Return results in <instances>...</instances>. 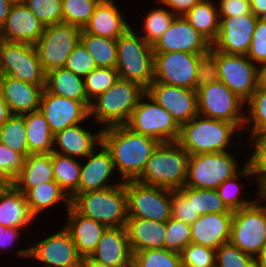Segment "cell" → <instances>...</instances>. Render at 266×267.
<instances>
[{"label":"cell","mask_w":266,"mask_h":267,"mask_svg":"<svg viewBox=\"0 0 266 267\" xmlns=\"http://www.w3.org/2000/svg\"><path fill=\"white\" fill-rule=\"evenodd\" d=\"M101 143L110 152L115 170L122 182L136 181L145 169L147 160L160 143L136 133L126 125L102 129Z\"/></svg>","instance_id":"1"},{"label":"cell","mask_w":266,"mask_h":267,"mask_svg":"<svg viewBox=\"0 0 266 267\" xmlns=\"http://www.w3.org/2000/svg\"><path fill=\"white\" fill-rule=\"evenodd\" d=\"M241 135V130L234 123L198 114L180 127V137L177 142L190 155L226 152L229 148H239V146L241 148L246 145L242 140L238 141V144L233 143V138L238 139L242 137Z\"/></svg>","instance_id":"2"},{"label":"cell","mask_w":266,"mask_h":267,"mask_svg":"<svg viewBox=\"0 0 266 267\" xmlns=\"http://www.w3.org/2000/svg\"><path fill=\"white\" fill-rule=\"evenodd\" d=\"M189 156L178 142L159 143L136 181L149 186L179 190L187 180Z\"/></svg>","instance_id":"3"},{"label":"cell","mask_w":266,"mask_h":267,"mask_svg":"<svg viewBox=\"0 0 266 267\" xmlns=\"http://www.w3.org/2000/svg\"><path fill=\"white\" fill-rule=\"evenodd\" d=\"M71 206L82 216L108 227H125L128 220L125 182L103 190L70 196Z\"/></svg>","instance_id":"4"},{"label":"cell","mask_w":266,"mask_h":267,"mask_svg":"<svg viewBox=\"0 0 266 267\" xmlns=\"http://www.w3.org/2000/svg\"><path fill=\"white\" fill-rule=\"evenodd\" d=\"M145 93L146 89L140 84L118 78L110 89L91 101L89 117L103 125L102 129L126 125Z\"/></svg>","instance_id":"5"},{"label":"cell","mask_w":266,"mask_h":267,"mask_svg":"<svg viewBox=\"0 0 266 267\" xmlns=\"http://www.w3.org/2000/svg\"><path fill=\"white\" fill-rule=\"evenodd\" d=\"M130 27L117 38L116 70L119 78L140 84L147 89L154 81V50L141 35Z\"/></svg>","instance_id":"6"},{"label":"cell","mask_w":266,"mask_h":267,"mask_svg":"<svg viewBox=\"0 0 266 267\" xmlns=\"http://www.w3.org/2000/svg\"><path fill=\"white\" fill-rule=\"evenodd\" d=\"M235 155L233 151L190 155L185 186L217 189L242 170Z\"/></svg>","instance_id":"7"},{"label":"cell","mask_w":266,"mask_h":267,"mask_svg":"<svg viewBox=\"0 0 266 267\" xmlns=\"http://www.w3.org/2000/svg\"><path fill=\"white\" fill-rule=\"evenodd\" d=\"M126 126L160 143L177 142L180 137V126L171 114L147 93L140 98Z\"/></svg>","instance_id":"8"},{"label":"cell","mask_w":266,"mask_h":267,"mask_svg":"<svg viewBox=\"0 0 266 267\" xmlns=\"http://www.w3.org/2000/svg\"><path fill=\"white\" fill-rule=\"evenodd\" d=\"M197 102L199 115L231 122L240 130L244 129L246 103L222 81L198 88Z\"/></svg>","instance_id":"9"},{"label":"cell","mask_w":266,"mask_h":267,"mask_svg":"<svg viewBox=\"0 0 266 267\" xmlns=\"http://www.w3.org/2000/svg\"><path fill=\"white\" fill-rule=\"evenodd\" d=\"M57 231V232H56ZM53 235L42 240L30 242V247L16 250L20 258H32L44 267H76L81 264L82 256L74 244L71 234L63 226Z\"/></svg>","instance_id":"10"},{"label":"cell","mask_w":266,"mask_h":267,"mask_svg":"<svg viewBox=\"0 0 266 267\" xmlns=\"http://www.w3.org/2000/svg\"><path fill=\"white\" fill-rule=\"evenodd\" d=\"M81 32V28L64 22L45 26L35 44L45 73L64 67L67 58L80 42Z\"/></svg>","instance_id":"11"},{"label":"cell","mask_w":266,"mask_h":267,"mask_svg":"<svg viewBox=\"0 0 266 267\" xmlns=\"http://www.w3.org/2000/svg\"><path fill=\"white\" fill-rule=\"evenodd\" d=\"M263 204V205H262ZM266 241V206L259 199L233 212L230 242L256 257Z\"/></svg>","instance_id":"12"},{"label":"cell","mask_w":266,"mask_h":267,"mask_svg":"<svg viewBox=\"0 0 266 267\" xmlns=\"http://www.w3.org/2000/svg\"><path fill=\"white\" fill-rule=\"evenodd\" d=\"M0 71L4 76L33 85L46 83V73L33 44L0 40Z\"/></svg>","instance_id":"13"},{"label":"cell","mask_w":266,"mask_h":267,"mask_svg":"<svg viewBox=\"0 0 266 267\" xmlns=\"http://www.w3.org/2000/svg\"><path fill=\"white\" fill-rule=\"evenodd\" d=\"M125 187L128 217L159 222H166L172 217V190L141 184L138 181H126Z\"/></svg>","instance_id":"14"},{"label":"cell","mask_w":266,"mask_h":267,"mask_svg":"<svg viewBox=\"0 0 266 267\" xmlns=\"http://www.w3.org/2000/svg\"><path fill=\"white\" fill-rule=\"evenodd\" d=\"M219 80L245 103L260 83V67L246 55L218 51Z\"/></svg>","instance_id":"15"},{"label":"cell","mask_w":266,"mask_h":267,"mask_svg":"<svg viewBox=\"0 0 266 267\" xmlns=\"http://www.w3.org/2000/svg\"><path fill=\"white\" fill-rule=\"evenodd\" d=\"M198 54L165 52L154 54V81L196 90Z\"/></svg>","instance_id":"16"},{"label":"cell","mask_w":266,"mask_h":267,"mask_svg":"<svg viewBox=\"0 0 266 267\" xmlns=\"http://www.w3.org/2000/svg\"><path fill=\"white\" fill-rule=\"evenodd\" d=\"M146 93L167 110L180 127L198 115L197 90L153 81Z\"/></svg>","instance_id":"17"},{"label":"cell","mask_w":266,"mask_h":267,"mask_svg":"<svg viewBox=\"0 0 266 267\" xmlns=\"http://www.w3.org/2000/svg\"><path fill=\"white\" fill-rule=\"evenodd\" d=\"M91 102H80L50 94L43 90L39 111L45 116L51 132L55 135L66 127L85 122L89 119Z\"/></svg>","instance_id":"18"},{"label":"cell","mask_w":266,"mask_h":267,"mask_svg":"<svg viewBox=\"0 0 266 267\" xmlns=\"http://www.w3.org/2000/svg\"><path fill=\"white\" fill-rule=\"evenodd\" d=\"M212 44L184 16H176L169 28L153 45L155 53L187 52L201 55Z\"/></svg>","instance_id":"19"},{"label":"cell","mask_w":266,"mask_h":267,"mask_svg":"<svg viewBox=\"0 0 266 267\" xmlns=\"http://www.w3.org/2000/svg\"><path fill=\"white\" fill-rule=\"evenodd\" d=\"M258 18L253 14L220 17V28L212 47L228 54L246 55Z\"/></svg>","instance_id":"20"},{"label":"cell","mask_w":266,"mask_h":267,"mask_svg":"<svg viewBox=\"0 0 266 267\" xmlns=\"http://www.w3.org/2000/svg\"><path fill=\"white\" fill-rule=\"evenodd\" d=\"M86 159L85 163L81 160L80 182L73 194L103 190L122 183L121 180L111 183L110 179L116 170L110 152L102 143L87 155Z\"/></svg>","instance_id":"21"},{"label":"cell","mask_w":266,"mask_h":267,"mask_svg":"<svg viewBox=\"0 0 266 267\" xmlns=\"http://www.w3.org/2000/svg\"><path fill=\"white\" fill-rule=\"evenodd\" d=\"M45 25L30 11L22 0L15 1L4 26L0 39L7 42L35 45L44 32Z\"/></svg>","instance_id":"22"},{"label":"cell","mask_w":266,"mask_h":267,"mask_svg":"<svg viewBox=\"0 0 266 267\" xmlns=\"http://www.w3.org/2000/svg\"><path fill=\"white\" fill-rule=\"evenodd\" d=\"M90 256L108 267H131L133 252L126 228H106Z\"/></svg>","instance_id":"23"},{"label":"cell","mask_w":266,"mask_h":267,"mask_svg":"<svg viewBox=\"0 0 266 267\" xmlns=\"http://www.w3.org/2000/svg\"><path fill=\"white\" fill-rule=\"evenodd\" d=\"M233 212L210 213L199 216L191 227V243L218 249L230 242Z\"/></svg>","instance_id":"24"},{"label":"cell","mask_w":266,"mask_h":267,"mask_svg":"<svg viewBox=\"0 0 266 267\" xmlns=\"http://www.w3.org/2000/svg\"><path fill=\"white\" fill-rule=\"evenodd\" d=\"M101 133L102 129L92 133L82 122L68 126L54 135L53 152L82 160L99 146Z\"/></svg>","instance_id":"25"},{"label":"cell","mask_w":266,"mask_h":267,"mask_svg":"<svg viewBox=\"0 0 266 267\" xmlns=\"http://www.w3.org/2000/svg\"><path fill=\"white\" fill-rule=\"evenodd\" d=\"M0 88L12 115H23L40 109L45 85H33L2 75Z\"/></svg>","instance_id":"26"},{"label":"cell","mask_w":266,"mask_h":267,"mask_svg":"<svg viewBox=\"0 0 266 267\" xmlns=\"http://www.w3.org/2000/svg\"><path fill=\"white\" fill-rule=\"evenodd\" d=\"M126 19L115 0H101L83 31L88 34L117 39L131 27L130 22Z\"/></svg>","instance_id":"27"},{"label":"cell","mask_w":266,"mask_h":267,"mask_svg":"<svg viewBox=\"0 0 266 267\" xmlns=\"http://www.w3.org/2000/svg\"><path fill=\"white\" fill-rule=\"evenodd\" d=\"M64 227L69 231L79 254L90 256L96 249L106 226L80 215L72 206L66 211Z\"/></svg>","instance_id":"28"},{"label":"cell","mask_w":266,"mask_h":267,"mask_svg":"<svg viewBox=\"0 0 266 267\" xmlns=\"http://www.w3.org/2000/svg\"><path fill=\"white\" fill-rule=\"evenodd\" d=\"M25 194L12 183H7L0 189V224L5 227H30L35 222ZM27 226V227H26Z\"/></svg>","instance_id":"29"},{"label":"cell","mask_w":266,"mask_h":267,"mask_svg":"<svg viewBox=\"0 0 266 267\" xmlns=\"http://www.w3.org/2000/svg\"><path fill=\"white\" fill-rule=\"evenodd\" d=\"M126 231L132 252L164 248L166 222L128 217Z\"/></svg>","instance_id":"30"},{"label":"cell","mask_w":266,"mask_h":267,"mask_svg":"<svg viewBox=\"0 0 266 267\" xmlns=\"http://www.w3.org/2000/svg\"><path fill=\"white\" fill-rule=\"evenodd\" d=\"M54 181L52 153L29 154L12 184L22 193L44 182Z\"/></svg>","instance_id":"31"},{"label":"cell","mask_w":266,"mask_h":267,"mask_svg":"<svg viewBox=\"0 0 266 267\" xmlns=\"http://www.w3.org/2000/svg\"><path fill=\"white\" fill-rule=\"evenodd\" d=\"M45 89L53 95L80 102H91L87 98L84 78L64 67L46 73Z\"/></svg>","instance_id":"32"},{"label":"cell","mask_w":266,"mask_h":267,"mask_svg":"<svg viewBox=\"0 0 266 267\" xmlns=\"http://www.w3.org/2000/svg\"><path fill=\"white\" fill-rule=\"evenodd\" d=\"M31 213L37 219L42 211L49 210L59 203L65 205L67 211L71 206V199L68 194L55 182L47 181L34 188L28 189L25 193Z\"/></svg>","instance_id":"33"},{"label":"cell","mask_w":266,"mask_h":267,"mask_svg":"<svg viewBox=\"0 0 266 267\" xmlns=\"http://www.w3.org/2000/svg\"><path fill=\"white\" fill-rule=\"evenodd\" d=\"M29 154L52 153L54 134L45 116L38 110L23 114Z\"/></svg>","instance_id":"34"},{"label":"cell","mask_w":266,"mask_h":267,"mask_svg":"<svg viewBox=\"0 0 266 267\" xmlns=\"http://www.w3.org/2000/svg\"><path fill=\"white\" fill-rule=\"evenodd\" d=\"M213 0H202L184 17L211 44L216 40L220 28L218 6Z\"/></svg>","instance_id":"35"},{"label":"cell","mask_w":266,"mask_h":267,"mask_svg":"<svg viewBox=\"0 0 266 267\" xmlns=\"http://www.w3.org/2000/svg\"><path fill=\"white\" fill-rule=\"evenodd\" d=\"M80 41L86 47L90 56L94 59L97 67L116 68L118 56L117 39L88 34L82 30Z\"/></svg>","instance_id":"36"},{"label":"cell","mask_w":266,"mask_h":267,"mask_svg":"<svg viewBox=\"0 0 266 267\" xmlns=\"http://www.w3.org/2000/svg\"><path fill=\"white\" fill-rule=\"evenodd\" d=\"M52 166L54 181L70 197L79 186L81 161L70 156L52 152Z\"/></svg>","instance_id":"37"},{"label":"cell","mask_w":266,"mask_h":267,"mask_svg":"<svg viewBox=\"0 0 266 267\" xmlns=\"http://www.w3.org/2000/svg\"><path fill=\"white\" fill-rule=\"evenodd\" d=\"M254 173L251 170L250 166L247 164V161L244 163L242 170L236 174L234 177L225 180L216 190L218 191L219 196L222 198L223 203L226 207L231 211H236L241 208L248 207L252 205L258 198L256 199H247L243 198L240 186L241 184L238 182L242 178H254ZM241 197V198H240Z\"/></svg>","instance_id":"38"},{"label":"cell","mask_w":266,"mask_h":267,"mask_svg":"<svg viewBox=\"0 0 266 267\" xmlns=\"http://www.w3.org/2000/svg\"><path fill=\"white\" fill-rule=\"evenodd\" d=\"M246 105L245 131H248L250 136L256 132L266 130V85L260 82L256 91L246 102Z\"/></svg>","instance_id":"39"},{"label":"cell","mask_w":266,"mask_h":267,"mask_svg":"<svg viewBox=\"0 0 266 267\" xmlns=\"http://www.w3.org/2000/svg\"><path fill=\"white\" fill-rule=\"evenodd\" d=\"M26 139L24 116L11 115L0 128V142L26 158L29 155Z\"/></svg>","instance_id":"40"},{"label":"cell","mask_w":266,"mask_h":267,"mask_svg":"<svg viewBox=\"0 0 266 267\" xmlns=\"http://www.w3.org/2000/svg\"><path fill=\"white\" fill-rule=\"evenodd\" d=\"M152 8L143 21V34L141 37L149 44L154 45L156 41L163 35V33L169 28L173 19L176 17L168 8L163 6Z\"/></svg>","instance_id":"41"},{"label":"cell","mask_w":266,"mask_h":267,"mask_svg":"<svg viewBox=\"0 0 266 267\" xmlns=\"http://www.w3.org/2000/svg\"><path fill=\"white\" fill-rule=\"evenodd\" d=\"M133 267H182L180 253L155 248L133 253Z\"/></svg>","instance_id":"42"},{"label":"cell","mask_w":266,"mask_h":267,"mask_svg":"<svg viewBox=\"0 0 266 267\" xmlns=\"http://www.w3.org/2000/svg\"><path fill=\"white\" fill-rule=\"evenodd\" d=\"M101 0H62V22L83 28Z\"/></svg>","instance_id":"43"},{"label":"cell","mask_w":266,"mask_h":267,"mask_svg":"<svg viewBox=\"0 0 266 267\" xmlns=\"http://www.w3.org/2000/svg\"><path fill=\"white\" fill-rule=\"evenodd\" d=\"M119 74L113 68L96 67L85 78L87 98L92 101L98 95L110 89L118 80Z\"/></svg>","instance_id":"44"},{"label":"cell","mask_w":266,"mask_h":267,"mask_svg":"<svg viewBox=\"0 0 266 267\" xmlns=\"http://www.w3.org/2000/svg\"><path fill=\"white\" fill-rule=\"evenodd\" d=\"M194 215L233 212L223 203L216 189L193 188Z\"/></svg>","instance_id":"45"},{"label":"cell","mask_w":266,"mask_h":267,"mask_svg":"<svg viewBox=\"0 0 266 267\" xmlns=\"http://www.w3.org/2000/svg\"><path fill=\"white\" fill-rule=\"evenodd\" d=\"M172 217L192 224L200 215H194L193 188L184 186L179 190H172L171 194Z\"/></svg>","instance_id":"46"},{"label":"cell","mask_w":266,"mask_h":267,"mask_svg":"<svg viewBox=\"0 0 266 267\" xmlns=\"http://www.w3.org/2000/svg\"><path fill=\"white\" fill-rule=\"evenodd\" d=\"M191 227L189 223L171 217L166 221L164 248L180 253L191 243Z\"/></svg>","instance_id":"47"},{"label":"cell","mask_w":266,"mask_h":267,"mask_svg":"<svg viewBox=\"0 0 266 267\" xmlns=\"http://www.w3.org/2000/svg\"><path fill=\"white\" fill-rule=\"evenodd\" d=\"M215 267H257V265L254 257L228 242L216 249Z\"/></svg>","instance_id":"48"},{"label":"cell","mask_w":266,"mask_h":267,"mask_svg":"<svg viewBox=\"0 0 266 267\" xmlns=\"http://www.w3.org/2000/svg\"><path fill=\"white\" fill-rule=\"evenodd\" d=\"M45 25L62 22V0H22Z\"/></svg>","instance_id":"49"},{"label":"cell","mask_w":266,"mask_h":267,"mask_svg":"<svg viewBox=\"0 0 266 267\" xmlns=\"http://www.w3.org/2000/svg\"><path fill=\"white\" fill-rule=\"evenodd\" d=\"M215 251L208 246L190 243L180 252L182 267H215Z\"/></svg>","instance_id":"50"},{"label":"cell","mask_w":266,"mask_h":267,"mask_svg":"<svg viewBox=\"0 0 266 267\" xmlns=\"http://www.w3.org/2000/svg\"><path fill=\"white\" fill-rule=\"evenodd\" d=\"M248 142L253 144L250 159H247V164L255 174V182L258 183L264 176H266V130L256 132L249 136Z\"/></svg>","instance_id":"51"},{"label":"cell","mask_w":266,"mask_h":267,"mask_svg":"<svg viewBox=\"0 0 266 267\" xmlns=\"http://www.w3.org/2000/svg\"><path fill=\"white\" fill-rule=\"evenodd\" d=\"M218 80V51L211 46L206 53L199 55L196 90Z\"/></svg>","instance_id":"52"},{"label":"cell","mask_w":266,"mask_h":267,"mask_svg":"<svg viewBox=\"0 0 266 267\" xmlns=\"http://www.w3.org/2000/svg\"><path fill=\"white\" fill-rule=\"evenodd\" d=\"M25 157L0 142V176L12 183L20 174Z\"/></svg>","instance_id":"53"},{"label":"cell","mask_w":266,"mask_h":267,"mask_svg":"<svg viewBox=\"0 0 266 267\" xmlns=\"http://www.w3.org/2000/svg\"><path fill=\"white\" fill-rule=\"evenodd\" d=\"M96 67L97 65L94 59L90 56L81 41L73 49L64 65V68L83 78H85Z\"/></svg>","instance_id":"54"},{"label":"cell","mask_w":266,"mask_h":267,"mask_svg":"<svg viewBox=\"0 0 266 267\" xmlns=\"http://www.w3.org/2000/svg\"><path fill=\"white\" fill-rule=\"evenodd\" d=\"M246 56L259 67L266 64V19H258Z\"/></svg>","instance_id":"55"},{"label":"cell","mask_w":266,"mask_h":267,"mask_svg":"<svg viewBox=\"0 0 266 267\" xmlns=\"http://www.w3.org/2000/svg\"><path fill=\"white\" fill-rule=\"evenodd\" d=\"M217 5L220 17H233L252 13L250 0H219Z\"/></svg>","instance_id":"56"},{"label":"cell","mask_w":266,"mask_h":267,"mask_svg":"<svg viewBox=\"0 0 266 267\" xmlns=\"http://www.w3.org/2000/svg\"><path fill=\"white\" fill-rule=\"evenodd\" d=\"M201 1L202 0H155L156 3L164 5L176 16H184Z\"/></svg>","instance_id":"57"},{"label":"cell","mask_w":266,"mask_h":267,"mask_svg":"<svg viewBox=\"0 0 266 267\" xmlns=\"http://www.w3.org/2000/svg\"><path fill=\"white\" fill-rule=\"evenodd\" d=\"M21 233H23V228L5 227L1 225L0 250L3 252L9 251L10 246H14Z\"/></svg>","instance_id":"58"},{"label":"cell","mask_w":266,"mask_h":267,"mask_svg":"<svg viewBox=\"0 0 266 267\" xmlns=\"http://www.w3.org/2000/svg\"><path fill=\"white\" fill-rule=\"evenodd\" d=\"M251 11L258 19H266V0H250Z\"/></svg>","instance_id":"59"},{"label":"cell","mask_w":266,"mask_h":267,"mask_svg":"<svg viewBox=\"0 0 266 267\" xmlns=\"http://www.w3.org/2000/svg\"><path fill=\"white\" fill-rule=\"evenodd\" d=\"M18 0H0V30L4 26L12 5Z\"/></svg>","instance_id":"60"},{"label":"cell","mask_w":266,"mask_h":267,"mask_svg":"<svg viewBox=\"0 0 266 267\" xmlns=\"http://www.w3.org/2000/svg\"><path fill=\"white\" fill-rule=\"evenodd\" d=\"M11 115L12 113L5 102L2 90L0 88V128L5 124V122Z\"/></svg>","instance_id":"61"},{"label":"cell","mask_w":266,"mask_h":267,"mask_svg":"<svg viewBox=\"0 0 266 267\" xmlns=\"http://www.w3.org/2000/svg\"><path fill=\"white\" fill-rule=\"evenodd\" d=\"M256 193L258 195V199L261 202H265V206H266V176H264L256 185ZM260 197V198H259ZM263 200V201H262Z\"/></svg>","instance_id":"62"},{"label":"cell","mask_w":266,"mask_h":267,"mask_svg":"<svg viewBox=\"0 0 266 267\" xmlns=\"http://www.w3.org/2000/svg\"><path fill=\"white\" fill-rule=\"evenodd\" d=\"M257 267H266V241L264 242L260 252L255 257Z\"/></svg>","instance_id":"63"},{"label":"cell","mask_w":266,"mask_h":267,"mask_svg":"<svg viewBox=\"0 0 266 267\" xmlns=\"http://www.w3.org/2000/svg\"><path fill=\"white\" fill-rule=\"evenodd\" d=\"M81 264L84 267H108L104 265L103 263L94 260L91 256L83 257Z\"/></svg>","instance_id":"64"},{"label":"cell","mask_w":266,"mask_h":267,"mask_svg":"<svg viewBox=\"0 0 266 267\" xmlns=\"http://www.w3.org/2000/svg\"><path fill=\"white\" fill-rule=\"evenodd\" d=\"M260 82L266 85V64L260 67Z\"/></svg>","instance_id":"65"},{"label":"cell","mask_w":266,"mask_h":267,"mask_svg":"<svg viewBox=\"0 0 266 267\" xmlns=\"http://www.w3.org/2000/svg\"><path fill=\"white\" fill-rule=\"evenodd\" d=\"M7 183L0 176V189H2Z\"/></svg>","instance_id":"66"}]
</instances>
